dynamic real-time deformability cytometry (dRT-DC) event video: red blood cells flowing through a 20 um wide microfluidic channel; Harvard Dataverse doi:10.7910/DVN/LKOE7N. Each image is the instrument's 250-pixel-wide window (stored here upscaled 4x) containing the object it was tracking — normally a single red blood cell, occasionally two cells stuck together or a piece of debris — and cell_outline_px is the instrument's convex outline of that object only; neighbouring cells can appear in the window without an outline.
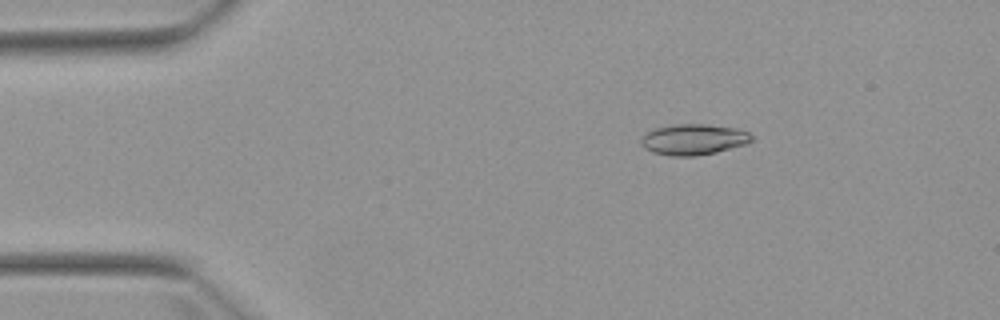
{"species": "Egyptian fruit bat (a non-hibernating species)", "species_latin": "Rousettus aegyptiacus", "temperature_condition": "warm", "stored_images_in_passage": 2, "camera_frame_rate_fps": 3000, "um_per_image_px": 0.085, "animal": {"sex": "female"}, "frame": {"image": 1, "passage_image": 1, "time_ms": 0.0, "image_size_px": [1000, 320], "cell_outline_px": [[756, 140], [748, 144], [716, 152], [696, 156], [668, 156], [652, 152], [644, 148], [640, 144], [640, 140], [648, 132], [656, 128], [676, 124], [704, 124], [736, 128], [748, 132]], "centroid_in_image_um": [58.98, 11.86], "position_along_channel_um": 26.0, "area_um2": 20.0}}